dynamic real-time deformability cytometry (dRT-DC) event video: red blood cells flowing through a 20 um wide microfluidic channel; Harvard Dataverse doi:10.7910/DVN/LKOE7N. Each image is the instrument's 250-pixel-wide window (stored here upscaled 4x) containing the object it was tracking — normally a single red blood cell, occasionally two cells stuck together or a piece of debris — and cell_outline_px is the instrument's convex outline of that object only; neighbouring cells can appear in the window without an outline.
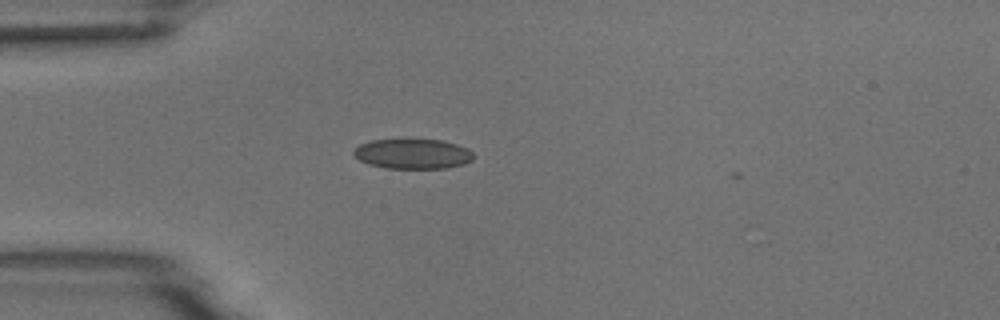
{"species": "common noctule bat (a hibernating species)", "species_latin": "Nyctalus noctula", "temperature_condition": "room temperature", "stored_images_in_passage": 2, "camera_frame_rate_fps": 3000, "um_per_image_px": 0.085, "animal": {"sex": "male", "body_mass_g": 18.8}, "frame": {"image": 1, "passage_image": 2, "time_ms": 1.333, "image_size_px": [1000, 320], "cell_outline_px": [[472, 160], [464, 164], [448, 168], [384, 168], [368, 164], [360, 160], [352, 152], [360, 144], [372, 140], [440, 140], [456, 144], [468, 148], [472, 152]], "centroid_in_image_um": [35.09, 13.09], "position_along_channel_um": 49.9, "area_um2": 20.75}}